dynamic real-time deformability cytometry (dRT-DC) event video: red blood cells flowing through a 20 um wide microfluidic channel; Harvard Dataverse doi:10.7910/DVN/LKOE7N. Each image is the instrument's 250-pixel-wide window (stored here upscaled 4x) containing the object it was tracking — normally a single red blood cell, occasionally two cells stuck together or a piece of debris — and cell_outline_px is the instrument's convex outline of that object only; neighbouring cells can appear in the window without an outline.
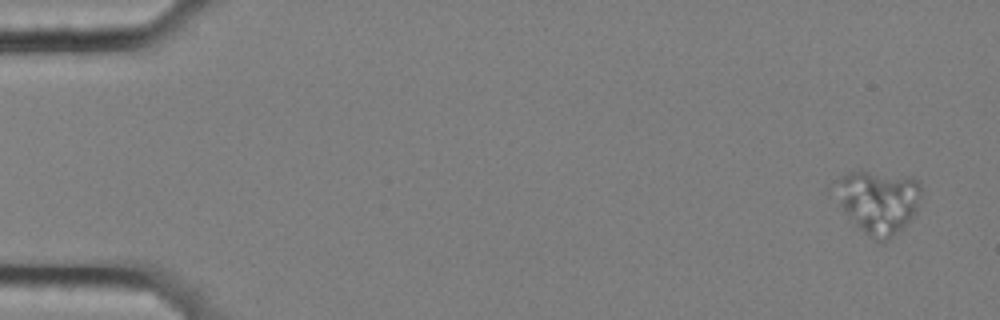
{"species": "common noctule bat (a hibernating species)", "species_latin": "Nyctalus noctula", "temperature_condition": "cold", "stored_images_in_passage": 57, "camera_frame_rate_fps": 3000, "um_per_image_px": 0.085, "animal": {"sex": "female", "body_mass_g": 25.1}, "frame": {"image": 1, "passage_image": 1, "time_ms": 0.0, "image_size_px": [1000, 320], "cell_outline_px": [[920, 196], [916, 212], [884, 244], [880, 244], [864, 232], [844, 212], [828, 192], [828, 188], [840, 176], [848, 172], [860, 168], [912, 176], [920, 184]], "centroid_in_image_um": [74.54, 17.05], "position_along_channel_um": 10.5, "area_um2": 33.0}}
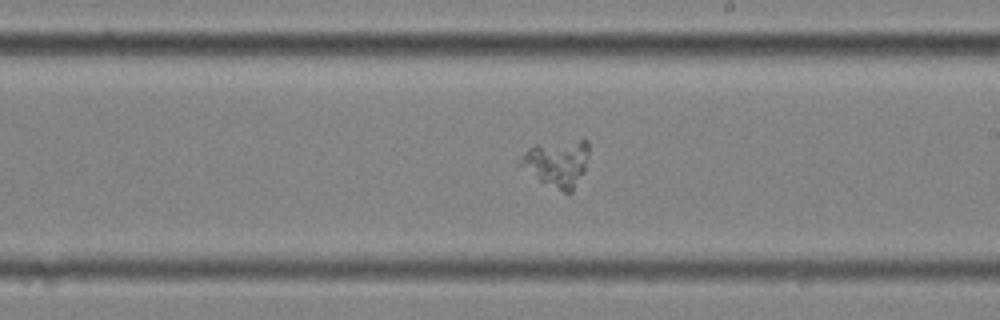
{"frame": {"image": 2, "passage_image": 33, "time_ms": 10.667, "image_size_px": [1000, 320], "cell_outline_px": [[588, 156], [584, 172], [572, 192], [568, 196], [540, 180], [520, 164], [520, 156], [528, 148], [536, 144], [580, 140], [588, 140]], "centroid_in_image_um": [47.38, 13.88], "position_along_channel_um": 241.6, "area_um2": 18.55}}
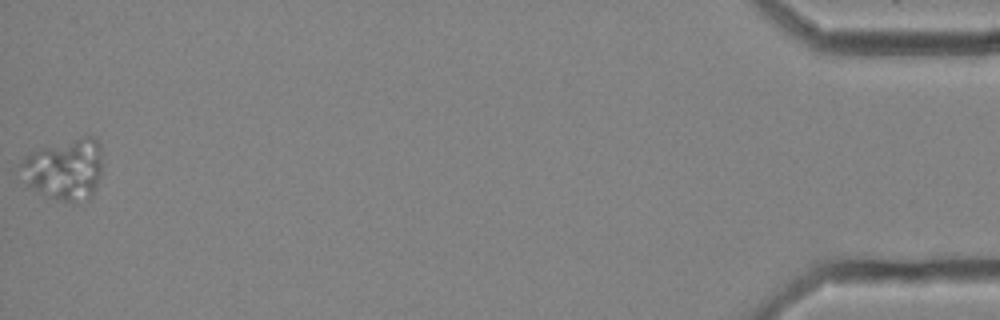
{"frame": {"image": 3, "passage_image": 57, "time_ms": 18.667, "image_size_px": [1000, 320], "cell_outline_px": [[100, 172], [96, 188], [92, 196], [88, 200], [64, 200], [48, 196], [28, 184], [20, 172], [20, 164], [32, 152], [44, 144], [80, 136], [96, 136], [100, 144]], "centroid_in_image_um": [5.51, 14.3], "position_along_channel_um": 429.7, "area_um2": 29.07}}